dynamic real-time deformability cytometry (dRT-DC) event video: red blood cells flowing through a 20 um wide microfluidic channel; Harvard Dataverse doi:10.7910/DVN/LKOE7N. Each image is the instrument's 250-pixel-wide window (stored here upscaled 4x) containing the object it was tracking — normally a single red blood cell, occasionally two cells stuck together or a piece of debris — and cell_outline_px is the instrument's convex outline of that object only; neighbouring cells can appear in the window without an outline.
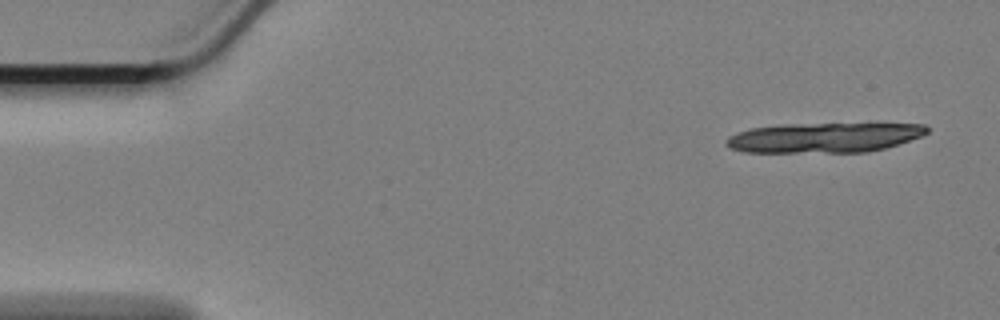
{"species": "Egyptian fruit bat (a non-hibernating species)", "species_latin": "Rousettus aegyptiacus", "temperature_condition": "cold", "stored_images_in_passage": 16, "camera_frame_rate_fps": 3000, "um_per_image_px": 0.085, "animal": {"sex": "female"}, "frame": {"image": 1, "passage_image": 1, "time_ms": 0.0, "image_size_px": [1000, 320], "cell_outline_px": [[928, 132], [920, 136], [884, 148], [868, 152], [744, 152], [728, 148], [724, 144], [724, 140], [728, 136], [736, 132], [752, 128], [776, 124], [876, 120], [924, 124], [928, 128]], "centroid_in_image_um": [70.11, 11.62], "position_along_channel_um": 14.9, "area_um2": 37.05}}